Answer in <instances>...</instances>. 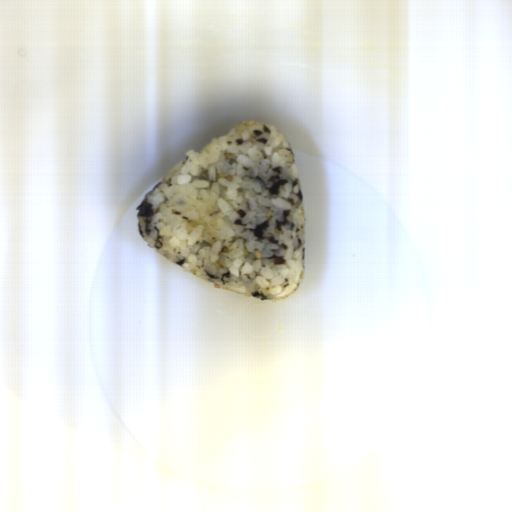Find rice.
Returning a JSON list of instances; mask_svg holds the SVG:
<instances>
[{
	"mask_svg": "<svg viewBox=\"0 0 512 512\" xmlns=\"http://www.w3.org/2000/svg\"><path fill=\"white\" fill-rule=\"evenodd\" d=\"M184 154L135 209L145 243L210 286L263 301L295 295L306 234L286 134L246 119Z\"/></svg>",
	"mask_w": 512,
	"mask_h": 512,
	"instance_id": "652b925c",
	"label": "rice"
}]
</instances>
